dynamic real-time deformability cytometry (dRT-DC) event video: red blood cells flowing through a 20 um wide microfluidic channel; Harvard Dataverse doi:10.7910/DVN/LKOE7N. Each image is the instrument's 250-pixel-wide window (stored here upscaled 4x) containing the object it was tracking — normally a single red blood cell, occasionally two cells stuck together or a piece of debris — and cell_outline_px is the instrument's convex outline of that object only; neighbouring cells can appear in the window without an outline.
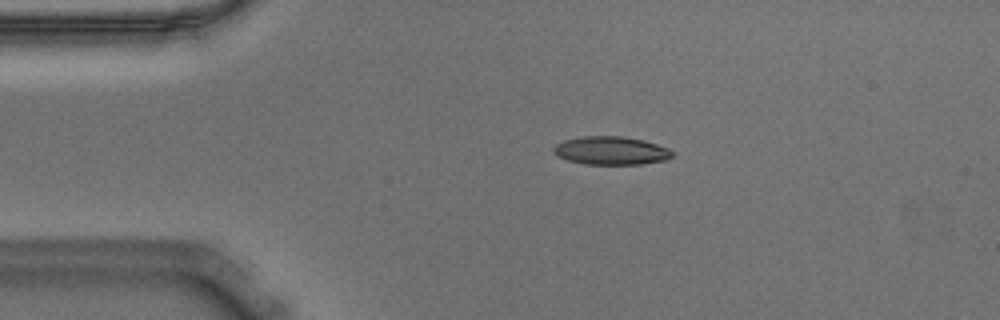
{"species": "Egyptian fruit bat (a non-hibernating species)", "species_latin": "Rousettus aegyptiacus", "temperature_condition": "warm", "stored_images_in_passage": 49, "camera_frame_rate_fps": 3000, "um_per_image_px": 0.085, "animal": {"sex": "male"}, "frame": {"image": 1, "passage_image": 5, "time_ms": 1.333, "image_size_px": [1000, 320], "cell_outline_px": [[676, 156], [664, 160], [640, 164], [584, 164], [568, 160], [556, 156], [552, 152], [552, 148], [556, 144], [564, 140], [584, 136], [624, 136], [644, 140], [668, 148], [676, 152]], "centroid_in_image_um": [51.95, 12.8], "position_along_channel_um": 33.1, "area_um2": 19.77}}
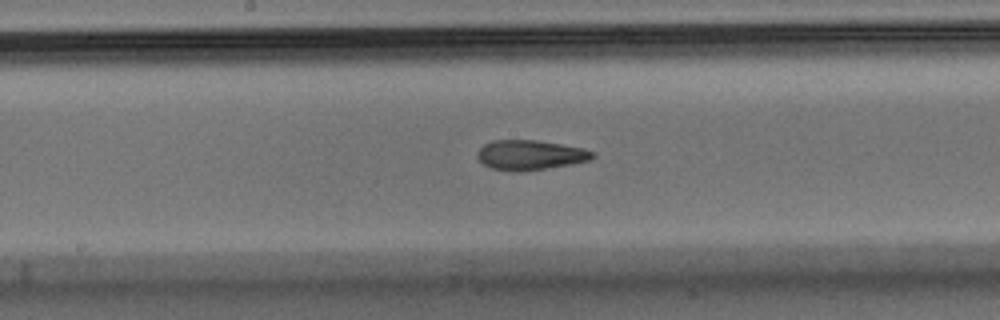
{"frame": {"image": 2, "passage_image": 22, "time_ms": 7.0, "image_size_px": [1000, 320], "cell_outline_px": [[596, 156], [592, 160], [520, 172], [512, 172], [492, 168], [484, 164], [476, 156], [476, 152], [484, 144], [492, 140], [536, 140], [560, 144], [580, 148], [596, 152]], "centroid_in_image_um": [45.04, 13.17], "position_along_channel_um": 203.2, "area_um2": 19.94}}
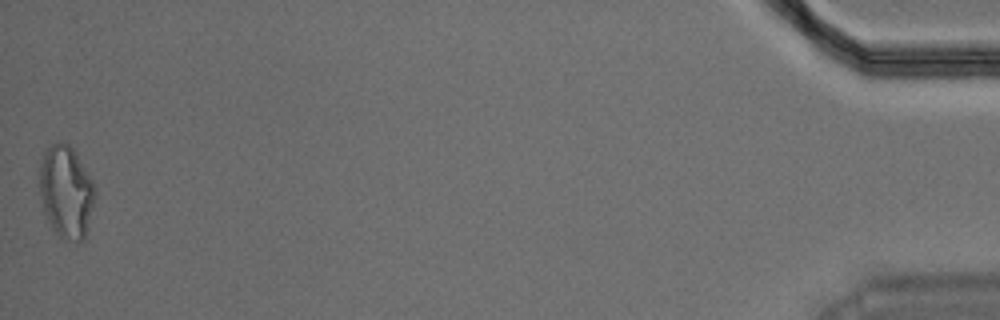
{"frame": {"image": 3, "passage_image": 49, "time_ms": 16.0, "image_size_px": [1000, 320], "cell_outline_px": [[96, 196], [84, 240], [76, 240], [60, 236], [52, 228], [44, 212], [40, 192], [40, 164], [44, 152], [52, 144], [60, 140], [68, 144], [76, 152], [96, 184]], "centroid_in_image_um": [5.65, 16.25], "position_along_channel_um": 429.5, "area_um2": 29.88}, "authors_computed_cell_mechanics": {"area_um2": 20.1144, "velocity_mm_per_s": 3.6258, "shape_relaxation_time_tau1_ms": null, "shape_relaxation_time_tau2_ms": 2.3758, "deformation_change_tau1": null, "deformation_change_tau2": 0.1055}}